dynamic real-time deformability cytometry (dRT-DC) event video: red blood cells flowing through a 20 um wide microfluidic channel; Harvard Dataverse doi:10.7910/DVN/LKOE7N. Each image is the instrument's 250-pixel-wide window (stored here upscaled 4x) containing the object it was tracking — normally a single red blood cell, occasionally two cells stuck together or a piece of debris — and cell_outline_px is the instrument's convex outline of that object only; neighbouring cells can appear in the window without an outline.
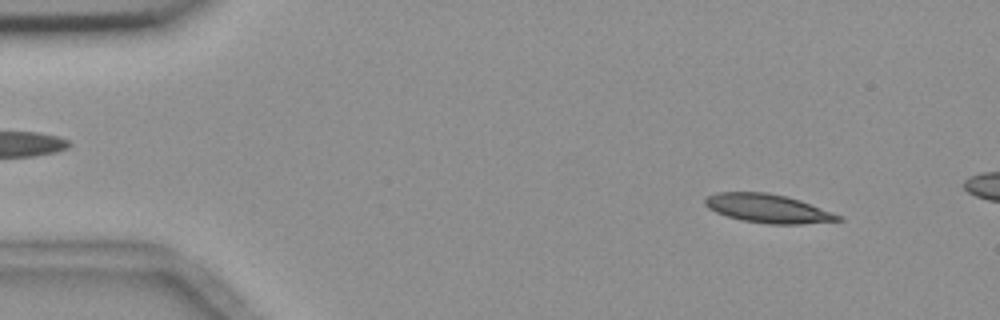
{"species": "common noctule bat (a hibernating species)", "species_latin": "Nyctalus noctula", "temperature_condition": "room temperature", "stored_images_in_passage": 4, "camera_frame_rate_fps": 3000, "um_per_image_px": 0.085, "animal": {"sex": "female", "body_mass_g": 18.4}, "frame": {"image": 1, "passage_image": 1, "time_ms": 0.0, "image_size_px": [1000, 320], "cell_outline_px": [[844, 220], [800, 224], [768, 224], [740, 220], [716, 212], [708, 208], [704, 204], [704, 200], [708, 196], [716, 192], [768, 192], [800, 200], [840, 216]], "centroid_in_image_um": [65.22, 17.72], "position_along_channel_um": 19.8, "area_um2": 22.02}}
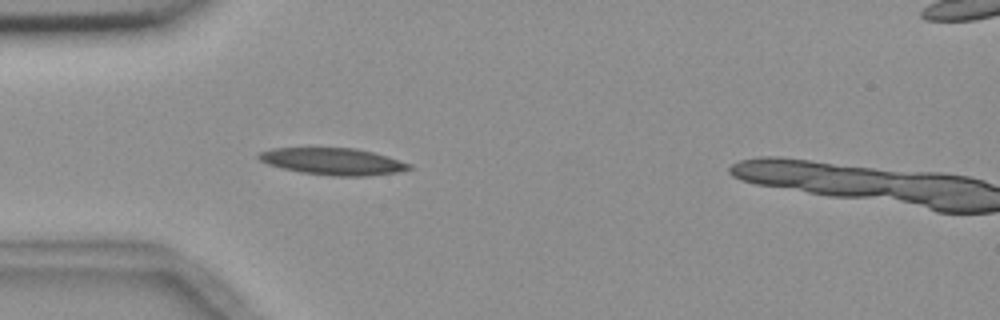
{"frame": {"image": 2, "passage_image": 3, "time_ms": 3.333, "image_size_px": [1000, 320], "cell_outline_px": [[412, 168], [400, 172], [368, 176], [332, 176], [300, 172], [268, 164], [260, 160], [256, 156], [260, 152], [272, 148], [356, 148], [388, 156], [412, 164]], "centroid_in_image_um": [28.34, 13.72], "position_along_channel_um": 56.7, "area_um2": 23.58}}